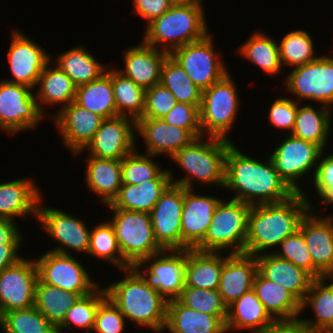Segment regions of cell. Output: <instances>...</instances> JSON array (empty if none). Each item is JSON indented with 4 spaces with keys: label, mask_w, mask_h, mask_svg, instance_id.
Returning a JSON list of instances; mask_svg holds the SVG:
<instances>
[{
    "label": "cell",
    "mask_w": 333,
    "mask_h": 333,
    "mask_svg": "<svg viewBox=\"0 0 333 333\" xmlns=\"http://www.w3.org/2000/svg\"><path fill=\"white\" fill-rule=\"evenodd\" d=\"M230 72L220 81L202 91L200 127L202 136L216 137L229 141L233 124L240 108V98Z\"/></svg>",
    "instance_id": "obj_7"
},
{
    "label": "cell",
    "mask_w": 333,
    "mask_h": 333,
    "mask_svg": "<svg viewBox=\"0 0 333 333\" xmlns=\"http://www.w3.org/2000/svg\"><path fill=\"white\" fill-rule=\"evenodd\" d=\"M154 155L140 154L137 150L121 160L122 183L137 185L153 179H170L168 168L162 169Z\"/></svg>",
    "instance_id": "obj_45"
},
{
    "label": "cell",
    "mask_w": 333,
    "mask_h": 333,
    "mask_svg": "<svg viewBox=\"0 0 333 333\" xmlns=\"http://www.w3.org/2000/svg\"><path fill=\"white\" fill-rule=\"evenodd\" d=\"M15 220L0 218V246H21L23 233ZM22 233V234H21Z\"/></svg>",
    "instance_id": "obj_57"
},
{
    "label": "cell",
    "mask_w": 333,
    "mask_h": 333,
    "mask_svg": "<svg viewBox=\"0 0 333 333\" xmlns=\"http://www.w3.org/2000/svg\"><path fill=\"white\" fill-rule=\"evenodd\" d=\"M184 187L170 184L150 212L155 240L164 249H181Z\"/></svg>",
    "instance_id": "obj_19"
},
{
    "label": "cell",
    "mask_w": 333,
    "mask_h": 333,
    "mask_svg": "<svg viewBox=\"0 0 333 333\" xmlns=\"http://www.w3.org/2000/svg\"><path fill=\"white\" fill-rule=\"evenodd\" d=\"M22 246H0V273L22 258L19 250Z\"/></svg>",
    "instance_id": "obj_58"
},
{
    "label": "cell",
    "mask_w": 333,
    "mask_h": 333,
    "mask_svg": "<svg viewBox=\"0 0 333 333\" xmlns=\"http://www.w3.org/2000/svg\"><path fill=\"white\" fill-rule=\"evenodd\" d=\"M52 325L34 306L2 314L3 333H47Z\"/></svg>",
    "instance_id": "obj_47"
},
{
    "label": "cell",
    "mask_w": 333,
    "mask_h": 333,
    "mask_svg": "<svg viewBox=\"0 0 333 333\" xmlns=\"http://www.w3.org/2000/svg\"><path fill=\"white\" fill-rule=\"evenodd\" d=\"M54 60L76 86L99 79L110 66L98 61L82 45L61 52Z\"/></svg>",
    "instance_id": "obj_38"
},
{
    "label": "cell",
    "mask_w": 333,
    "mask_h": 333,
    "mask_svg": "<svg viewBox=\"0 0 333 333\" xmlns=\"http://www.w3.org/2000/svg\"><path fill=\"white\" fill-rule=\"evenodd\" d=\"M124 67L116 69L143 89L160 83L161 67L169 55L141 41L123 51Z\"/></svg>",
    "instance_id": "obj_24"
},
{
    "label": "cell",
    "mask_w": 333,
    "mask_h": 333,
    "mask_svg": "<svg viewBox=\"0 0 333 333\" xmlns=\"http://www.w3.org/2000/svg\"><path fill=\"white\" fill-rule=\"evenodd\" d=\"M133 1V13L142 17L143 20H147L146 25L149 24L155 18L160 17L171 6L170 0H132Z\"/></svg>",
    "instance_id": "obj_55"
},
{
    "label": "cell",
    "mask_w": 333,
    "mask_h": 333,
    "mask_svg": "<svg viewBox=\"0 0 333 333\" xmlns=\"http://www.w3.org/2000/svg\"><path fill=\"white\" fill-rule=\"evenodd\" d=\"M111 220L122 257L133 266L164 249L155 240L148 212L110 209Z\"/></svg>",
    "instance_id": "obj_8"
},
{
    "label": "cell",
    "mask_w": 333,
    "mask_h": 333,
    "mask_svg": "<svg viewBox=\"0 0 333 333\" xmlns=\"http://www.w3.org/2000/svg\"><path fill=\"white\" fill-rule=\"evenodd\" d=\"M125 278L105 286L107 298L120 310L125 319L137 327L151 330L166 325L167 300L147 285L133 268L121 270Z\"/></svg>",
    "instance_id": "obj_3"
},
{
    "label": "cell",
    "mask_w": 333,
    "mask_h": 333,
    "mask_svg": "<svg viewBox=\"0 0 333 333\" xmlns=\"http://www.w3.org/2000/svg\"><path fill=\"white\" fill-rule=\"evenodd\" d=\"M1 317H2V315H1V313H0V327H1Z\"/></svg>",
    "instance_id": "obj_63"
},
{
    "label": "cell",
    "mask_w": 333,
    "mask_h": 333,
    "mask_svg": "<svg viewBox=\"0 0 333 333\" xmlns=\"http://www.w3.org/2000/svg\"><path fill=\"white\" fill-rule=\"evenodd\" d=\"M278 45L282 67L290 66L292 69L319 57L315 54L314 40L306 30L296 29L287 32Z\"/></svg>",
    "instance_id": "obj_43"
},
{
    "label": "cell",
    "mask_w": 333,
    "mask_h": 333,
    "mask_svg": "<svg viewBox=\"0 0 333 333\" xmlns=\"http://www.w3.org/2000/svg\"><path fill=\"white\" fill-rule=\"evenodd\" d=\"M224 252L186 249L185 285L206 290H217L224 261L231 255Z\"/></svg>",
    "instance_id": "obj_28"
},
{
    "label": "cell",
    "mask_w": 333,
    "mask_h": 333,
    "mask_svg": "<svg viewBox=\"0 0 333 333\" xmlns=\"http://www.w3.org/2000/svg\"><path fill=\"white\" fill-rule=\"evenodd\" d=\"M273 320L252 289L228 306L225 326L227 333L244 329L248 333H261Z\"/></svg>",
    "instance_id": "obj_32"
},
{
    "label": "cell",
    "mask_w": 333,
    "mask_h": 333,
    "mask_svg": "<svg viewBox=\"0 0 333 333\" xmlns=\"http://www.w3.org/2000/svg\"><path fill=\"white\" fill-rule=\"evenodd\" d=\"M315 333H333V327L324 328L316 331Z\"/></svg>",
    "instance_id": "obj_61"
},
{
    "label": "cell",
    "mask_w": 333,
    "mask_h": 333,
    "mask_svg": "<svg viewBox=\"0 0 333 333\" xmlns=\"http://www.w3.org/2000/svg\"><path fill=\"white\" fill-rule=\"evenodd\" d=\"M287 94L298 103L314 101L333 108V56H319L316 60L293 68L284 80Z\"/></svg>",
    "instance_id": "obj_9"
},
{
    "label": "cell",
    "mask_w": 333,
    "mask_h": 333,
    "mask_svg": "<svg viewBox=\"0 0 333 333\" xmlns=\"http://www.w3.org/2000/svg\"><path fill=\"white\" fill-rule=\"evenodd\" d=\"M107 297L105 288L100 286L91 294L81 297L66 313L59 325L69 331L74 328L91 333L94 327L95 315L99 304ZM74 325V326H73ZM74 328H73V327Z\"/></svg>",
    "instance_id": "obj_46"
},
{
    "label": "cell",
    "mask_w": 333,
    "mask_h": 333,
    "mask_svg": "<svg viewBox=\"0 0 333 333\" xmlns=\"http://www.w3.org/2000/svg\"><path fill=\"white\" fill-rule=\"evenodd\" d=\"M162 119L172 126L188 129L196 138L202 136L200 113L196 105L177 102Z\"/></svg>",
    "instance_id": "obj_54"
},
{
    "label": "cell",
    "mask_w": 333,
    "mask_h": 333,
    "mask_svg": "<svg viewBox=\"0 0 333 333\" xmlns=\"http://www.w3.org/2000/svg\"><path fill=\"white\" fill-rule=\"evenodd\" d=\"M85 182L89 191L109 205L117 197L122 185L121 160L101 159L87 155Z\"/></svg>",
    "instance_id": "obj_29"
},
{
    "label": "cell",
    "mask_w": 333,
    "mask_h": 333,
    "mask_svg": "<svg viewBox=\"0 0 333 333\" xmlns=\"http://www.w3.org/2000/svg\"><path fill=\"white\" fill-rule=\"evenodd\" d=\"M202 0H170L172 5H194L202 4Z\"/></svg>",
    "instance_id": "obj_59"
},
{
    "label": "cell",
    "mask_w": 333,
    "mask_h": 333,
    "mask_svg": "<svg viewBox=\"0 0 333 333\" xmlns=\"http://www.w3.org/2000/svg\"><path fill=\"white\" fill-rule=\"evenodd\" d=\"M272 102L268 109V122L276 129H281L282 132L285 130L291 134L295 126L297 102L288 96L279 97Z\"/></svg>",
    "instance_id": "obj_53"
},
{
    "label": "cell",
    "mask_w": 333,
    "mask_h": 333,
    "mask_svg": "<svg viewBox=\"0 0 333 333\" xmlns=\"http://www.w3.org/2000/svg\"><path fill=\"white\" fill-rule=\"evenodd\" d=\"M257 272L258 265L255 256L244 253L231 254L224 261L217 290L227 306L253 289Z\"/></svg>",
    "instance_id": "obj_26"
},
{
    "label": "cell",
    "mask_w": 333,
    "mask_h": 333,
    "mask_svg": "<svg viewBox=\"0 0 333 333\" xmlns=\"http://www.w3.org/2000/svg\"><path fill=\"white\" fill-rule=\"evenodd\" d=\"M107 68L99 79L76 87L74 102L104 119L117 116L114 93L111 82V67Z\"/></svg>",
    "instance_id": "obj_37"
},
{
    "label": "cell",
    "mask_w": 333,
    "mask_h": 333,
    "mask_svg": "<svg viewBox=\"0 0 333 333\" xmlns=\"http://www.w3.org/2000/svg\"><path fill=\"white\" fill-rule=\"evenodd\" d=\"M34 90L0 79V130L8 135L37 128L44 120Z\"/></svg>",
    "instance_id": "obj_13"
},
{
    "label": "cell",
    "mask_w": 333,
    "mask_h": 333,
    "mask_svg": "<svg viewBox=\"0 0 333 333\" xmlns=\"http://www.w3.org/2000/svg\"><path fill=\"white\" fill-rule=\"evenodd\" d=\"M52 116L57 130L61 133L63 146L77 156L92 140L100 128L103 117L80 107L74 101Z\"/></svg>",
    "instance_id": "obj_20"
},
{
    "label": "cell",
    "mask_w": 333,
    "mask_h": 333,
    "mask_svg": "<svg viewBox=\"0 0 333 333\" xmlns=\"http://www.w3.org/2000/svg\"><path fill=\"white\" fill-rule=\"evenodd\" d=\"M311 209L300 222L306 245L314 265L324 274L333 275V214L322 215L316 211L313 203Z\"/></svg>",
    "instance_id": "obj_21"
},
{
    "label": "cell",
    "mask_w": 333,
    "mask_h": 333,
    "mask_svg": "<svg viewBox=\"0 0 333 333\" xmlns=\"http://www.w3.org/2000/svg\"><path fill=\"white\" fill-rule=\"evenodd\" d=\"M177 300L188 308L218 316L224 323L226 322L228 306L224 303L218 290L184 286Z\"/></svg>",
    "instance_id": "obj_48"
},
{
    "label": "cell",
    "mask_w": 333,
    "mask_h": 333,
    "mask_svg": "<svg viewBox=\"0 0 333 333\" xmlns=\"http://www.w3.org/2000/svg\"><path fill=\"white\" fill-rule=\"evenodd\" d=\"M34 260L38 280L47 285L80 294L82 297L91 294L100 286L93 281L92 275L84 268L81 261L72 254L48 250Z\"/></svg>",
    "instance_id": "obj_11"
},
{
    "label": "cell",
    "mask_w": 333,
    "mask_h": 333,
    "mask_svg": "<svg viewBox=\"0 0 333 333\" xmlns=\"http://www.w3.org/2000/svg\"><path fill=\"white\" fill-rule=\"evenodd\" d=\"M255 257L258 272L264 278L288 290L301 303L304 301L311 283L315 279L309 272L271 252Z\"/></svg>",
    "instance_id": "obj_25"
},
{
    "label": "cell",
    "mask_w": 333,
    "mask_h": 333,
    "mask_svg": "<svg viewBox=\"0 0 333 333\" xmlns=\"http://www.w3.org/2000/svg\"><path fill=\"white\" fill-rule=\"evenodd\" d=\"M160 83L172 92L177 102L196 105L200 109L202 90L171 55L162 64Z\"/></svg>",
    "instance_id": "obj_41"
},
{
    "label": "cell",
    "mask_w": 333,
    "mask_h": 333,
    "mask_svg": "<svg viewBox=\"0 0 333 333\" xmlns=\"http://www.w3.org/2000/svg\"><path fill=\"white\" fill-rule=\"evenodd\" d=\"M250 208L251 205L244 202L222 198L203 241L195 249L212 252L230 250L231 254H243Z\"/></svg>",
    "instance_id": "obj_6"
},
{
    "label": "cell",
    "mask_w": 333,
    "mask_h": 333,
    "mask_svg": "<svg viewBox=\"0 0 333 333\" xmlns=\"http://www.w3.org/2000/svg\"><path fill=\"white\" fill-rule=\"evenodd\" d=\"M177 104L172 92L161 83L145 91V107L140 118L162 119Z\"/></svg>",
    "instance_id": "obj_50"
},
{
    "label": "cell",
    "mask_w": 333,
    "mask_h": 333,
    "mask_svg": "<svg viewBox=\"0 0 333 333\" xmlns=\"http://www.w3.org/2000/svg\"><path fill=\"white\" fill-rule=\"evenodd\" d=\"M237 52L269 76L284 72L280 62L278 41L266 35V32L258 30L250 34V37L237 48Z\"/></svg>",
    "instance_id": "obj_39"
},
{
    "label": "cell",
    "mask_w": 333,
    "mask_h": 333,
    "mask_svg": "<svg viewBox=\"0 0 333 333\" xmlns=\"http://www.w3.org/2000/svg\"><path fill=\"white\" fill-rule=\"evenodd\" d=\"M232 144V141L209 136L194 139L170 158L187 173L174 180L172 170L168 169L171 183L193 189L194 182L198 181L224 189L225 157Z\"/></svg>",
    "instance_id": "obj_4"
},
{
    "label": "cell",
    "mask_w": 333,
    "mask_h": 333,
    "mask_svg": "<svg viewBox=\"0 0 333 333\" xmlns=\"http://www.w3.org/2000/svg\"><path fill=\"white\" fill-rule=\"evenodd\" d=\"M22 257L0 273V313L34 306L38 271L34 259Z\"/></svg>",
    "instance_id": "obj_18"
},
{
    "label": "cell",
    "mask_w": 333,
    "mask_h": 333,
    "mask_svg": "<svg viewBox=\"0 0 333 333\" xmlns=\"http://www.w3.org/2000/svg\"><path fill=\"white\" fill-rule=\"evenodd\" d=\"M63 331L64 329H62L60 326H53L47 333H65V331Z\"/></svg>",
    "instance_id": "obj_60"
},
{
    "label": "cell",
    "mask_w": 333,
    "mask_h": 333,
    "mask_svg": "<svg viewBox=\"0 0 333 333\" xmlns=\"http://www.w3.org/2000/svg\"><path fill=\"white\" fill-rule=\"evenodd\" d=\"M309 307L315 319L305 317L302 319L314 332L333 327V275H325L312 281L301 303V314L305 313L304 311Z\"/></svg>",
    "instance_id": "obj_35"
},
{
    "label": "cell",
    "mask_w": 333,
    "mask_h": 333,
    "mask_svg": "<svg viewBox=\"0 0 333 333\" xmlns=\"http://www.w3.org/2000/svg\"><path fill=\"white\" fill-rule=\"evenodd\" d=\"M253 290L273 319H291L301 315V302L282 286L256 273Z\"/></svg>",
    "instance_id": "obj_34"
},
{
    "label": "cell",
    "mask_w": 333,
    "mask_h": 333,
    "mask_svg": "<svg viewBox=\"0 0 333 333\" xmlns=\"http://www.w3.org/2000/svg\"><path fill=\"white\" fill-rule=\"evenodd\" d=\"M153 332H151V333H163V332H166V328L165 327H163V328H159V329H153L152 330ZM155 331V332H154ZM150 333V332H149Z\"/></svg>",
    "instance_id": "obj_62"
},
{
    "label": "cell",
    "mask_w": 333,
    "mask_h": 333,
    "mask_svg": "<svg viewBox=\"0 0 333 333\" xmlns=\"http://www.w3.org/2000/svg\"><path fill=\"white\" fill-rule=\"evenodd\" d=\"M54 64V65H51ZM51 66V67H50ZM35 97L40 111L46 116L44 106H59L61 110L75 100L76 85L59 66L50 60L37 83Z\"/></svg>",
    "instance_id": "obj_30"
},
{
    "label": "cell",
    "mask_w": 333,
    "mask_h": 333,
    "mask_svg": "<svg viewBox=\"0 0 333 333\" xmlns=\"http://www.w3.org/2000/svg\"><path fill=\"white\" fill-rule=\"evenodd\" d=\"M107 261L119 270L132 267L123 257L119 249L113 226L108 220L100 222L90 230L89 250L87 253Z\"/></svg>",
    "instance_id": "obj_44"
},
{
    "label": "cell",
    "mask_w": 333,
    "mask_h": 333,
    "mask_svg": "<svg viewBox=\"0 0 333 333\" xmlns=\"http://www.w3.org/2000/svg\"><path fill=\"white\" fill-rule=\"evenodd\" d=\"M42 194L30 178L0 183V218H23L31 215L37 219L38 204ZM33 215V216H32Z\"/></svg>",
    "instance_id": "obj_27"
},
{
    "label": "cell",
    "mask_w": 333,
    "mask_h": 333,
    "mask_svg": "<svg viewBox=\"0 0 333 333\" xmlns=\"http://www.w3.org/2000/svg\"><path fill=\"white\" fill-rule=\"evenodd\" d=\"M308 196L304 191L279 203L252 205L244 254L272 253L286 237L299 230L301 220L311 209Z\"/></svg>",
    "instance_id": "obj_2"
},
{
    "label": "cell",
    "mask_w": 333,
    "mask_h": 333,
    "mask_svg": "<svg viewBox=\"0 0 333 333\" xmlns=\"http://www.w3.org/2000/svg\"><path fill=\"white\" fill-rule=\"evenodd\" d=\"M8 50L9 71L11 79L6 82L20 84L31 89L37 87L39 76L45 65L53 58L40 44L30 39L19 29L12 30Z\"/></svg>",
    "instance_id": "obj_16"
},
{
    "label": "cell",
    "mask_w": 333,
    "mask_h": 333,
    "mask_svg": "<svg viewBox=\"0 0 333 333\" xmlns=\"http://www.w3.org/2000/svg\"><path fill=\"white\" fill-rule=\"evenodd\" d=\"M324 151L319 157L318 165L313 177L314 190L320 197V204L333 205V153L324 156Z\"/></svg>",
    "instance_id": "obj_52"
},
{
    "label": "cell",
    "mask_w": 333,
    "mask_h": 333,
    "mask_svg": "<svg viewBox=\"0 0 333 333\" xmlns=\"http://www.w3.org/2000/svg\"><path fill=\"white\" fill-rule=\"evenodd\" d=\"M77 293L37 281L34 307L54 326H59L67 311L81 298Z\"/></svg>",
    "instance_id": "obj_40"
},
{
    "label": "cell",
    "mask_w": 333,
    "mask_h": 333,
    "mask_svg": "<svg viewBox=\"0 0 333 333\" xmlns=\"http://www.w3.org/2000/svg\"><path fill=\"white\" fill-rule=\"evenodd\" d=\"M165 328L170 333H227L218 316L195 311L177 299L167 302Z\"/></svg>",
    "instance_id": "obj_31"
},
{
    "label": "cell",
    "mask_w": 333,
    "mask_h": 333,
    "mask_svg": "<svg viewBox=\"0 0 333 333\" xmlns=\"http://www.w3.org/2000/svg\"><path fill=\"white\" fill-rule=\"evenodd\" d=\"M125 316L109 298H105L98 306L92 332L123 333L126 327Z\"/></svg>",
    "instance_id": "obj_51"
},
{
    "label": "cell",
    "mask_w": 333,
    "mask_h": 333,
    "mask_svg": "<svg viewBox=\"0 0 333 333\" xmlns=\"http://www.w3.org/2000/svg\"><path fill=\"white\" fill-rule=\"evenodd\" d=\"M331 113V108L324 105L317 109L313 104L302 105L297 102L295 126L291 134L318 145L323 151L326 150L332 128Z\"/></svg>",
    "instance_id": "obj_33"
},
{
    "label": "cell",
    "mask_w": 333,
    "mask_h": 333,
    "mask_svg": "<svg viewBox=\"0 0 333 333\" xmlns=\"http://www.w3.org/2000/svg\"><path fill=\"white\" fill-rule=\"evenodd\" d=\"M277 145L272 154L268 155L275 169L296 193H304V189L298 184L299 180L309 176L312 171L313 176L310 177L313 180L323 150L318 145L292 134H286Z\"/></svg>",
    "instance_id": "obj_10"
},
{
    "label": "cell",
    "mask_w": 333,
    "mask_h": 333,
    "mask_svg": "<svg viewBox=\"0 0 333 333\" xmlns=\"http://www.w3.org/2000/svg\"><path fill=\"white\" fill-rule=\"evenodd\" d=\"M185 262L186 249H169L144 258L132 267L168 302L177 299L184 289Z\"/></svg>",
    "instance_id": "obj_12"
},
{
    "label": "cell",
    "mask_w": 333,
    "mask_h": 333,
    "mask_svg": "<svg viewBox=\"0 0 333 333\" xmlns=\"http://www.w3.org/2000/svg\"><path fill=\"white\" fill-rule=\"evenodd\" d=\"M136 137V120L119 115L104 119L82 151L95 158L122 160L136 150Z\"/></svg>",
    "instance_id": "obj_17"
},
{
    "label": "cell",
    "mask_w": 333,
    "mask_h": 333,
    "mask_svg": "<svg viewBox=\"0 0 333 333\" xmlns=\"http://www.w3.org/2000/svg\"><path fill=\"white\" fill-rule=\"evenodd\" d=\"M111 82L117 116H128L135 120L142 117L146 90L123 76L115 67L111 68Z\"/></svg>",
    "instance_id": "obj_42"
},
{
    "label": "cell",
    "mask_w": 333,
    "mask_h": 333,
    "mask_svg": "<svg viewBox=\"0 0 333 333\" xmlns=\"http://www.w3.org/2000/svg\"><path fill=\"white\" fill-rule=\"evenodd\" d=\"M261 333H315L302 317L274 319Z\"/></svg>",
    "instance_id": "obj_56"
},
{
    "label": "cell",
    "mask_w": 333,
    "mask_h": 333,
    "mask_svg": "<svg viewBox=\"0 0 333 333\" xmlns=\"http://www.w3.org/2000/svg\"><path fill=\"white\" fill-rule=\"evenodd\" d=\"M43 199L42 197L38 204L37 221L42 231L59 244L50 251L68 255H71V251L88 253L91 229L71 213L42 205Z\"/></svg>",
    "instance_id": "obj_15"
},
{
    "label": "cell",
    "mask_w": 333,
    "mask_h": 333,
    "mask_svg": "<svg viewBox=\"0 0 333 333\" xmlns=\"http://www.w3.org/2000/svg\"><path fill=\"white\" fill-rule=\"evenodd\" d=\"M274 250L276 256L292 262L309 272L314 278L325 276L313 263L312 256L308 250L303 234L297 230L294 234L286 237ZM280 249V250H279Z\"/></svg>",
    "instance_id": "obj_49"
},
{
    "label": "cell",
    "mask_w": 333,
    "mask_h": 333,
    "mask_svg": "<svg viewBox=\"0 0 333 333\" xmlns=\"http://www.w3.org/2000/svg\"><path fill=\"white\" fill-rule=\"evenodd\" d=\"M136 133L145 143V154L158 157L166 154L171 158L196 139L188 129L172 126L157 118H138Z\"/></svg>",
    "instance_id": "obj_23"
},
{
    "label": "cell",
    "mask_w": 333,
    "mask_h": 333,
    "mask_svg": "<svg viewBox=\"0 0 333 333\" xmlns=\"http://www.w3.org/2000/svg\"><path fill=\"white\" fill-rule=\"evenodd\" d=\"M202 4L172 5L146 25L143 38L147 45L167 52L205 38L210 31Z\"/></svg>",
    "instance_id": "obj_5"
},
{
    "label": "cell",
    "mask_w": 333,
    "mask_h": 333,
    "mask_svg": "<svg viewBox=\"0 0 333 333\" xmlns=\"http://www.w3.org/2000/svg\"><path fill=\"white\" fill-rule=\"evenodd\" d=\"M224 188L235 192L231 199L251 206L279 203L296 194L279 175L270 157L265 161L252 158L234 142L225 157Z\"/></svg>",
    "instance_id": "obj_1"
},
{
    "label": "cell",
    "mask_w": 333,
    "mask_h": 333,
    "mask_svg": "<svg viewBox=\"0 0 333 333\" xmlns=\"http://www.w3.org/2000/svg\"><path fill=\"white\" fill-rule=\"evenodd\" d=\"M213 38L209 33L205 38L181 46L170 54L202 91L220 81L230 69L221 59L220 51L215 50Z\"/></svg>",
    "instance_id": "obj_14"
},
{
    "label": "cell",
    "mask_w": 333,
    "mask_h": 333,
    "mask_svg": "<svg viewBox=\"0 0 333 333\" xmlns=\"http://www.w3.org/2000/svg\"><path fill=\"white\" fill-rule=\"evenodd\" d=\"M171 179H153L137 185L122 183L117 197L108 209H123L150 213Z\"/></svg>",
    "instance_id": "obj_36"
},
{
    "label": "cell",
    "mask_w": 333,
    "mask_h": 333,
    "mask_svg": "<svg viewBox=\"0 0 333 333\" xmlns=\"http://www.w3.org/2000/svg\"><path fill=\"white\" fill-rule=\"evenodd\" d=\"M184 188L181 249H195L204 239L220 197L196 194Z\"/></svg>",
    "instance_id": "obj_22"
}]
</instances>
